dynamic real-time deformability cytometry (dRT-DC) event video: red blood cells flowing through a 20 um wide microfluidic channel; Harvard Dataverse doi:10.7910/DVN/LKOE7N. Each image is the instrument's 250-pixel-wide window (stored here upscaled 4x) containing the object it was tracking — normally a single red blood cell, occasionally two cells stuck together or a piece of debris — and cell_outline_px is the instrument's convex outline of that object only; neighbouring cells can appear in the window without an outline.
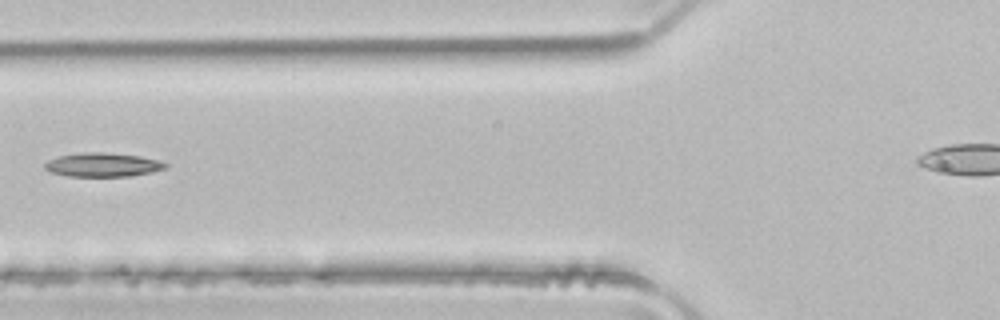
{"species": "common noctule bat (a hibernating species)", "species_latin": "Nyctalus noctula", "temperature_condition": "room temperature", "stored_images_in_passage": 5, "camera_frame_rate_fps": 3000, "um_per_image_px": 0.085, "animal": {"sex": "male", "body_mass_g": 21.5, "forearm_length_mm": 52.0}, "frame": {"image": 1, "passage_image": 5, "time_ms": 1.333, "image_size_px": [1000, 320], "cell_outline_px": [[168, 164], [164, 168], [152, 172], [128, 176], [68, 176], [52, 172], [44, 168], [44, 164], [48, 160], [60, 156], [84, 152], [100, 152], [140, 156], [160, 160]], "centroid_in_image_um": [8.74, 14.0], "position_along_channel_um": 117.1, "area_um2": 16.59}}